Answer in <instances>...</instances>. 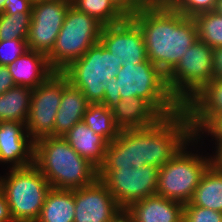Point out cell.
<instances>
[{"label":"cell","mask_w":222,"mask_h":222,"mask_svg":"<svg viewBox=\"0 0 222 222\" xmlns=\"http://www.w3.org/2000/svg\"><path fill=\"white\" fill-rule=\"evenodd\" d=\"M74 217V190L51 188L36 222H73Z\"/></svg>","instance_id":"obj_23"},{"label":"cell","mask_w":222,"mask_h":222,"mask_svg":"<svg viewBox=\"0 0 222 222\" xmlns=\"http://www.w3.org/2000/svg\"><path fill=\"white\" fill-rule=\"evenodd\" d=\"M215 11L222 15V0H218L217 5L215 7Z\"/></svg>","instance_id":"obj_41"},{"label":"cell","mask_w":222,"mask_h":222,"mask_svg":"<svg viewBox=\"0 0 222 222\" xmlns=\"http://www.w3.org/2000/svg\"><path fill=\"white\" fill-rule=\"evenodd\" d=\"M103 26L93 16L80 12L71 5L55 45L47 56L50 67L61 72L81 58L91 46L99 43Z\"/></svg>","instance_id":"obj_8"},{"label":"cell","mask_w":222,"mask_h":222,"mask_svg":"<svg viewBox=\"0 0 222 222\" xmlns=\"http://www.w3.org/2000/svg\"><path fill=\"white\" fill-rule=\"evenodd\" d=\"M213 48L197 39L166 75L169 91L183 107L213 79Z\"/></svg>","instance_id":"obj_9"},{"label":"cell","mask_w":222,"mask_h":222,"mask_svg":"<svg viewBox=\"0 0 222 222\" xmlns=\"http://www.w3.org/2000/svg\"><path fill=\"white\" fill-rule=\"evenodd\" d=\"M213 162L222 170V146H213L212 144Z\"/></svg>","instance_id":"obj_38"},{"label":"cell","mask_w":222,"mask_h":222,"mask_svg":"<svg viewBox=\"0 0 222 222\" xmlns=\"http://www.w3.org/2000/svg\"><path fill=\"white\" fill-rule=\"evenodd\" d=\"M5 170L8 172L0 174V191L7 199L13 221L36 222L50 184L34 164Z\"/></svg>","instance_id":"obj_6"},{"label":"cell","mask_w":222,"mask_h":222,"mask_svg":"<svg viewBox=\"0 0 222 222\" xmlns=\"http://www.w3.org/2000/svg\"><path fill=\"white\" fill-rule=\"evenodd\" d=\"M204 142L196 136L191 137L170 161L159 168L156 195L182 204L189 203L203 174L213 163L212 154H206L207 150L200 151Z\"/></svg>","instance_id":"obj_5"},{"label":"cell","mask_w":222,"mask_h":222,"mask_svg":"<svg viewBox=\"0 0 222 222\" xmlns=\"http://www.w3.org/2000/svg\"><path fill=\"white\" fill-rule=\"evenodd\" d=\"M81 156L99 168L105 159L108 141L91 130L83 121L62 136Z\"/></svg>","instance_id":"obj_20"},{"label":"cell","mask_w":222,"mask_h":222,"mask_svg":"<svg viewBox=\"0 0 222 222\" xmlns=\"http://www.w3.org/2000/svg\"><path fill=\"white\" fill-rule=\"evenodd\" d=\"M189 202L195 206L222 212V170L214 162L203 174Z\"/></svg>","instance_id":"obj_22"},{"label":"cell","mask_w":222,"mask_h":222,"mask_svg":"<svg viewBox=\"0 0 222 222\" xmlns=\"http://www.w3.org/2000/svg\"><path fill=\"white\" fill-rule=\"evenodd\" d=\"M122 62L99 42L61 72L71 85L83 92L89 103H101L108 81L116 77Z\"/></svg>","instance_id":"obj_7"},{"label":"cell","mask_w":222,"mask_h":222,"mask_svg":"<svg viewBox=\"0 0 222 222\" xmlns=\"http://www.w3.org/2000/svg\"><path fill=\"white\" fill-rule=\"evenodd\" d=\"M213 79L222 81V47L213 48Z\"/></svg>","instance_id":"obj_36"},{"label":"cell","mask_w":222,"mask_h":222,"mask_svg":"<svg viewBox=\"0 0 222 222\" xmlns=\"http://www.w3.org/2000/svg\"><path fill=\"white\" fill-rule=\"evenodd\" d=\"M34 164V141L21 122H0V165L6 169Z\"/></svg>","instance_id":"obj_15"},{"label":"cell","mask_w":222,"mask_h":222,"mask_svg":"<svg viewBox=\"0 0 222 222\" xmlns=\"http://www.w3.org/2000/svg\"><path fill=\"white\" fill-rule=\"evenodd\" d=\"M32 6V0H5L3 14L31 13Z\"/></svg>","instance_id":"obj_34"},{"label":"cell","mask_w":222,"mask_h":222,"mask_svg":"<svg viewBox=\"0 0 222 222\" xmlns=\"http://www.w3.org/2000/svg\"><path fill=\"white\" fill-rule=\"evenodd\" d=\"M83 122L108 142L115 140L120 132L114 123L112 110L102 103H90Z\"/></svg>","instance_id":"obj_25"},{"label":"cell","mask_w":222,"mask_h":222,"mask_svg":"<svg viewBox=\"0 0 222 222\" xmlns=\"http://www.w3.org/2000/svg\"><path fill=\"white\" fill-rule=\"evenodd\" d=\"M184 204L158 195L130 204L125 211L132 222H182Z\"/></svg>","instance_id":"obj_17"},{"label":"cell","mask_w":222,"mask_h":222,"mask_svg":"<svg viewBox=\"0 0 222 222\" xmlns=\"http://www.w3.org/2000/svg\"><path fill=\"white\" fill-rule=\"evenodd\" d=\"M111 110L114 123L120 131L148 128L163 117L147 100L140 97L123 98Z\"/></svg>","instance_id":"obj_18"},{"label":"cell","mask_w":222,"mask_h":222,"mask_svg":"<svg viewBox=\"0 0 222 222\" xmlns=\"http://www.w3.org/2000/svg\"><path fill=\"white\" fill-rule=\"evenodd\" d=\"M131 19L143 33L148 59L167 75L198 39L194 18L167 3L146 4Z\"/></svg>","instance_id":"obj_2"},{"label":"cell","mask_w":222,"mask_h":222,"mask_svg":"<svg viewBox=\"0 0 222 222\" xmlns=\"http://www.w3.org/2000/svg\"><path fill=\"white\" fill-rule=\"evenodd\" d=\"M74 200L73 222H109L123 210L99 179L88 186L74 189Z\"/></svg>","instance_id":"obj_14"},{"label":"cell","mask_w":222,"mask_h":222,"mask_svg":"<svg viewBox=\"0 0 222 222\" xmlns=\"http://www.w3.org/2000/svg\"><path fill=\"white\" fill-rule=\"evenodd\" d=\"M80 12L96 18L103 25H114L123 22L126 17L110 0H71Z\"/></svg>","instance_id":"obj_26"},{"label":"cell","mask_w":222,"mask_h":222,"mask_svg":"<svg viewBox=\"0 0 222 222\" xmlns=\"http://www.w3.org/2000/svg\"><path fill=\"white\" fill-rule=\"evenodd\" d=\"M196 137L200 140L208 139L215 146H222V115L215 117Z\"/></svg>","instance_id":"obj_32"},{"label":"cell","mask_w":222,"mask_h":222,"mask_svg":"<svg viewBox=\"0 0 222 222\" xmlns=\"http://www.w3.org/2000/svg\"><path fill=\"white\" fill-rule=\"evenodd\" d=\"M99 42L116 58H121L122 65L139 64L148 59L143 33L131 18L104 25Z\"/></svg>","instance_id":"obj_13"},{"label":"cell","mask_w":222,"mask_h":222,"mask_svg":"<svg viewBox=\"0 0 222 222\" xmlns=\"http://www.w3.org/2000/svg\"><path fill=\"white\" fill-rule=\"evenodd\" d=\"M193 136H197L215 117L222 115V81L212 79L184 106Z\"/></svg>","instance_id":"obj_16"},{"label":"cell","mask_w":222,"mask_h":222,"mask_svg":"<svg viewBox=\"0 0 222 222\" xmlns=\"http://www.w3.org/2000/svg\"><path fill=\"white\" fill-rule=\"evenodd\" d=\"M71 0H42L33 2L27 36L30 50L48 56L56 42Z\"/></svg>","instance_id":"obj_12"},{"label":"cell","mask_w":222,"mask_h":222,"mask_svg":"<svg viewBox=\"0 0 222 222\" xmlns=\"http://www.w3.org/2000/svg\"><path fill=\"white\" fill-rule=\"evenodd\" d=\"M33 89L14 86L0 95V122L14 121L26 124Z\"/></svg>","instance_id":"obj_24"},{"label":"cell","mask_w":222,"mask_h":222,"mask_svg":"<svg viewBox=\"0 0 222 222\" xmlns=\"http://www.w3.org/2000/svg\"><path fill=\"white\" fill-rule=\"evenodd\" d=\"M0 222H14L10 214L7 199L1 191H0Z\"/></svg>","instance_id":"obj_37"},{"label":"cell","mask_w":222,"mask_h":222,"mask_svg":"<svg viewBox=\"0 0 222 222\" xmlns=\"http://www.w3.org/2000/svg\"><path fill=\"white\" fill-rule=\"evenodd\" d=\"M27 39L0 41V65L7 66L29 50Z\"/></svg>","instance_id":"obj_30"},{"label":"cell","mask_w":222,"mask_h":222,"mask_svg":"<svg viewBox=\"0 0 222 222\" xmlns=\"http://www.w3.org/2000/svg\"><path fill=\"white\" fill-rule=\"evenodd\" d=\"M16 86L7 66L0 65V95Z\"/></svg>","instance_id":"obj_35"},{"label":"cell","mask_w":222,"mask_h":222,"mask_svg":"<svg viewBox=\"0 0 222 222\" xmlns=\"http://www.w3.org/2000/svg\"><path fill=\"white\" fill-rule=\"evenodd\" d=\"M15 85L34 89L55 71L50 67L46 55L28 50L7 65Z\"/></svg>","instance_id":"obj_19"},{"label":"cell","mask_w":222,"mask_h":222,"mask_svg":"<svg viewBox=\"0 0 222 222\" xmlns=\"http://www.w3.org/2000/svg\"><path fill=\"white\" fill-rule=\"evenodd\" d=\"M110 1L126 18H131L146 5V3L143 0H110Z\"/></svg>","instance_id":"obj_33"},{"label":"cell","mask_w":222,"mask_h":222,"mask_svg":"<svg viewBox=\"0 0 222 222\" xmlns=\"http://www.w3.org/2000/svg\"><path fill=\"white\" fill-rule=\"evenodd\" d=\"M126 97L147 100L163 117L183 108L169 91L166 75L149 59L122 65L116 77L108 81L101 103L112 109Z\"/></svg>","instance_id":"obj_3"},{"label":"cell","mask_w":222,"mask_h":222,"mask_svg":"<svg viewBox=\"0 0 222 222\" xmlns=\"http://www.w3.org/2000/svg\"><path fill=\"white\" fill-rule=\"evenodd\" d=\"M218 0H168L167 4L186 17L215 10Z\"/></svg>","instance_id":"obj_29"},{"label":"cell","mask_w":222,"mask_h":222,"mask_svg":"<svg viewBox=\"0 0 222 222\" xmlns=\"http://www.w3.org/2000/svg\"><path fill=\"white\" fill-rule=\"evenodd\" d=\"M159 168L144 165L141 168H122L119 170H98L101 180L125 210L130 204L146 197L156 195Z\"/></svg>","instance_id":"obj_11"},{"label":"cell","mask_w":222,"mask_h":222,"mask_svg":"<svg viewBox=\"0 0 222 222\" xmlns=\"http://www.w3.org/2000/svg\"><path fill=\"white\" fill-rule=\"evenodd\" d=\"M182 222H222V212L192 205L184 204Z\"/></svg>","instance_id":"obj_31"},{"label":"cell","mask_w":222,"mask_h":222,"mask_svg":"<svg viewBox=\"0 0 222 222\" xmlns=\"http://www.w3.org/2000/svg\"><path fill=\"white\" fill-rule=\"evenodd\" d=\"M198 39L211 48L222 47V15L215 10L194 17Z\"/></svg>","instance_id":"obj_27"},{"label":"cell","mask_w":222,"mask_h":222,"mask_svg":"<svg viewBox=\"0 0 222 222\" xmlns=\"http://www.w3.org/2000/svg\"><path fill=\"white\" fill-rule=\"evenodd\" d=\"M68 83L59 71L52 73L32 91L26 130L34 142L54 136V123L59 108L62 90Z\"/></svg>","instance_id":"obj_10"},{"label":"cell","mask_w":222,"mask_h":222,"mask_svg":"<svg viewBox=\"0 0 222 222\" xmlns=\"http://www.w3.org/2000/svg\"><path fill=\"white\" fill-rule=\"evenodd\" d=\"M191 137L189 116L182 108L151 127L120 131L115 140L108 142L104 162L98 170L163 167Z\"/></svg>","instance_id":"obj_1"},{"label":"cell","mask_w":222,"mask_h":222,"mask_svg":"<svg viewBox=\"0 0 222 222\" xmlns=\"http://www.w3.org/2000/svg\"><path fill=\"white\" fill-rule=\"evenodd\" d=\"M31 22V13L1 14L0 41L27 39Z\"/></svg>","instance_id":"obj_28"},{"label":"cell","mask_w":222,"mask_h":222,"mask_svg":"<svg viewBox=\"0 0 222 222\" xmlns=\"http://www.w3.org/2000/svg\"><path fill=\"white\" fill-rule=\"evenodd\" d=\"M5 0H0V15L4 13Z\"/></svg>","instance_id":"obj_42"},{"label":"cell","mask_w":222,"mask_h":222,"mask_svg":"<svg viewBox=\"0 0 222 222\" xmlns=\"http://www.w3.org/2000/svg\"><path fill=\"white\" fill-rule=\"evenodd\" d=\"M109 222H132L130 216L125 210H122L117 216H115Z\"/></svg>","instance_id":"obj_39"},{"label":"cell","mask_w":222,"mask_h":222,"mask_svg":"<svg viewBox=\"0 0 222 222\" xmlns=\"http://www.w3.org/2000/svg\"><path fill=\"white\" fill-rule=\"evenodd\" d=\"M89 102L83 92L69 82L62 90V98L56 113L54 136H63L76 123L83 121Z\"/></svg>","instance_id":"obj_21"},{"label":"cell","mask_w":222,"mask_h":222,"mask_svg":"<svg viewBox=\"0 0 222 222\" xmlns=\"http://www.w3.org/2000/svg\"><path fill=\"white\" fill-rule=\"evenodd\" d=\"M146 4H165L168 0H143Z\"/></svg>","instance_id":"obj_40"},{"label":"cell","mask_w":222,"mask_h":222,"mask_svg":"<svg viewBox=\"0 0 222 222\" xmlns=\"http://www.w3.org/2000/svg\"><path fill=\"white\" fill-rule=\"evenodd\" d=\"M34 165L54 189L74 190L98 179V168L81 157L62 136L34 142Z\"/></svg>","instance_id":"obj_4"}]
</instances>
